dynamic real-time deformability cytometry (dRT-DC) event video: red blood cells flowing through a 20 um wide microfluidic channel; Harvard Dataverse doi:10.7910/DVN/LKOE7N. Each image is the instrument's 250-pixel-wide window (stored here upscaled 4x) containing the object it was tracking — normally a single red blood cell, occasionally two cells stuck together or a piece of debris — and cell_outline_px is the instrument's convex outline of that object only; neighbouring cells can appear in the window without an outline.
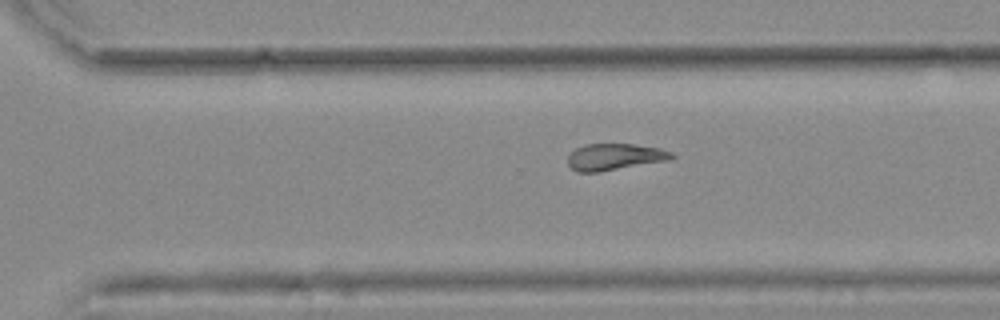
{"species": "common noctule bat (a hibernating species)", "species_latin": "Nyctalus noctula", "temperature_condition": "warm", "stored_images_in_passage": 37, "camera_frame_rate_fps": 3000, "um_per_image_px": 0.085, "animal": {"sex": "female", "body_mass_g": 25.1}, "frame": {"image": 1, "passage_image": 32, "time_ms": 10.333, "image_size_px": [1000, 320], "cell_outline_px": [[676, 156], [672, 160], [600, 172], [576, 172], [568, 164], [568, 156], [576, 148], [584, 144], [632, 144], [660, 148], [672, 152]], "centroid_in_image_um": [52.29, 13.34], "position_along_channel_um": 318.3, "area_um2": 16.3}}